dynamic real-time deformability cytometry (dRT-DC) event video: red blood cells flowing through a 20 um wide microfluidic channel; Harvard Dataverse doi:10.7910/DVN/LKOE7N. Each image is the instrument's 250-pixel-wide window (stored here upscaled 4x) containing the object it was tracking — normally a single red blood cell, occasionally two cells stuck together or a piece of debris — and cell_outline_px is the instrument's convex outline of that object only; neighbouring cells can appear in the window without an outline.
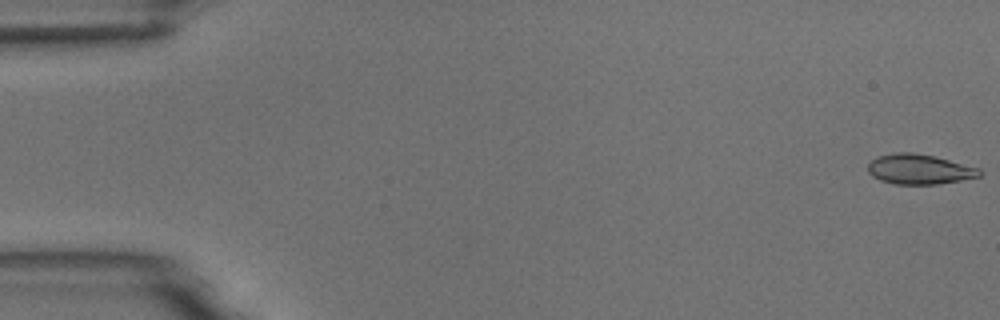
{"species": "common noctule bat (a hibernating species)", "species_latin": "Nyctalus noctula", "temperature_condition": "room temperature", "stored_images_in_passage": 54, "camera_frame_rate_fps": 3000, "um_per_image_px": 0.085, "animal": {"sex": "male", "body_mass_g": 18.8}, "frame": {"image": 1, "passage_image": 1, "time_ms": 0.0, "image_size_px": [1000, 320], "cell_outline_px": [[984, 172], [980, 176], [960, 180], [936, 184], [896, 184], [880, 180], [872, 176], [868, 172], [868, 164], [872, 160], [880, 156], [896, 152], [912, 152], [932, 156], [980, 168]], "centroid_in_image_um": [78.15, 14.39], "position_along_channel_um": 6.9, "area_um2": 19.31}}
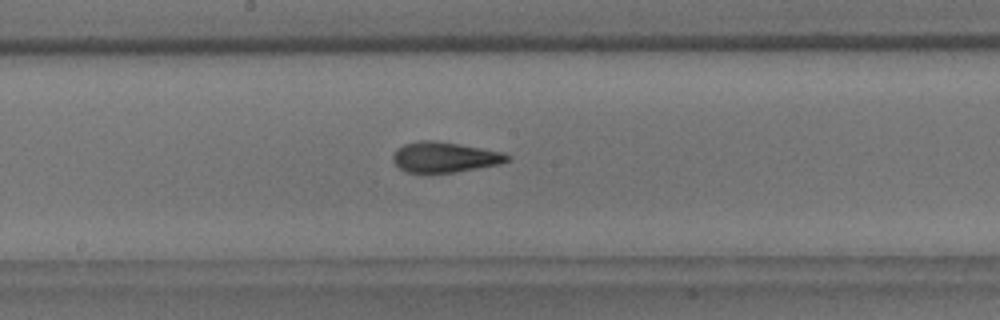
{"frame": {"image": 2, "passage_image": 29, "time_ms": 9.333, "image_size_px": [1000, 320], "cell_outline_px": [[512, 156], [508, 160], [500, 164], [456, 172], [408, 172], [400, 168], [392, 160], [392, 156], [396, 148], [404, 144], [420, 140], [436, 140], [460, 144], [504, 152]], "centroid_in_image_um": [37.8, 13.34], "position_along_channel_um": 210.4, "area_um2": 20.29}}
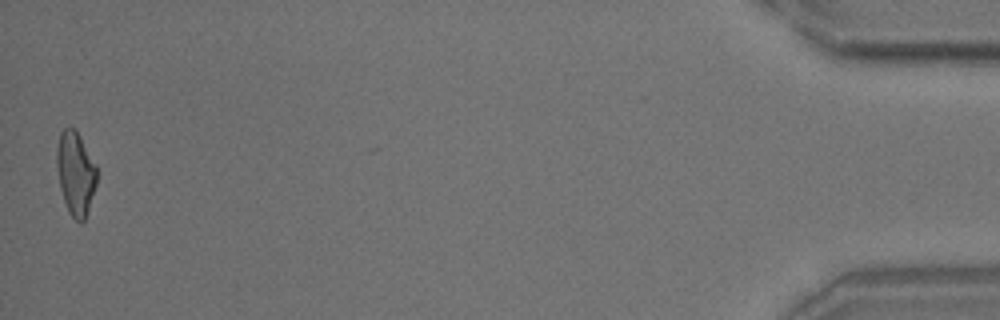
{"frame": {"image": 3, "passage_image": 54, "time_ms": 17.667, "image_size_px": [1000, 320], "cell_outline_px": [[96, 184], [84, 220], [80, 224], [68, 212], [60, 188], [56, 164], [56, 148], [60, 132], [64, 128], [72, 128], [80, 136], [96, 164]], "centroid_in_image_um": [6.4, 14.72], "position_along_channel_um": 428.8, "area_um2": 19.31}, "authors_computed_cell_mechanics": {"area_um2": 19.7965, "velocity_mm_per_s": 3.7335, "shape_relaxation_time_tau1_ms": 3.8748, "shape_relaxation_time_tau2_ms": 1.8167, "deformation_change_tau1": 0.1589, "deformation_change_tau2": 0.0846}}